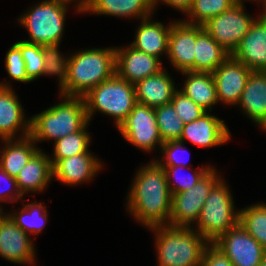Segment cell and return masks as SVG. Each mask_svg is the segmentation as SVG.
<instances>
[{"label": "cell", "mask_w": 266, "mask_h": 266, "mask_svg": "<svg viewBox=\"0 0 266 266\" xmlns=\"http://www.w3.org/2000/svg\"><path fill=\"white\" fill-rule=\"evenodd\" d=\"M252 70L230 55L213 72L217 100L220 104L237 105Z\"/></svg>", "instance_id": "cell-14"}, {"label": "cell", "mask_w": 266, "mask_h": 266, "mask_svg": "<svg viewBox=\"0 0 266 266\" xmlns=\"http://www.w3.org/2000/svg\"><path fill=\"white\" fill-rule=\"evenodd\" d=\"M213 244L234 266H259L266 249L240 224L222 234Z\"/></svg>", "instance_id": "cell-11"}, {"label": "cell", "mask_w": 266, "mask_h": 266, "mask_svg": "<svg viewBox=\"0 0 266 266\" xmlns=\"http://www.w3.org/2000/svg\"><path fill=\"white\" fill-rule=\"evenodd\" d=\"M149 231L155 235L158 266H200L210 244L192 227L164 225Z\"/></svg>", "instance_id": "cell-4"}, {"label": "cell", "mask_w": 266, "mask_h": 266, "mask_svg": "<svg viewBox=\"0 0 266 266\" xmlns=\"http://www.w3.org/2000/svg\"><path fill=\"white\" fill-rule=\"evenodd\" d=\"M20 50L25 61L27 77L35 81L43 76L44 72V45L30 44L23 40L14 43Z\"/></svg>", "instance_id": "cell-35"}, {"label": "cell", "mask_w": 266, "mask_h": 266, "mask_svg": "<svg viewBox=\"0 0 266 266\" xmlns=\"http://www.w3.org/2000/svg\"><path fill=\"white\" fill-rule=\"evenodd\" d=\"M140 22L135 31L134 41L130 45L159 60L162 59L163 54L167 56L168 39L173 21L164 25L160 21H153L151 15L141 19Z\"/></svg>", "instance_id": "cell-20"}, {"label": "cell", "mask_w": 266, "mask_h": 266, "mask_svg": "<svg viewBox=\"0 0 266 266\" xmlns=\"http://www.w3.org/2000/svg\"><path fill=\"white\" fill-rule=\"evenodd\" d=\"M196 24L174 20L168 39L167 58L178 72L194 71Z\"/></svg>", "instance_id": "cell-15"}, {"label": "cell", "mask_w": 266, "mask_h": 266, "mask_svg": "<svg viewBox=\"0 0 266 266\" xmlns=\"http://www.w3.org/2000/svg\"><path fill=\"white\" fill-rule=\"evenodd\" d=\"M3 81L0 82V140L30 136L31 118H25L24 108L18 100L19 96L10 84L12 82Z\"/></svg>", "instance_id": "cell-13"}, {"label": "cell", "mask_w": 266, "mask_h": 266, "mask_svg": "<svg viewBox=\"0 0 266 266\" xmlns=\"http://www.w3.org/2000/svg\"><path fill=\"white\" fill-rule=\"evenodd\" d=\"M262 8H263V9H262L261 12H263L264 14H266V0H265V2H264V6H263Z\"/></svg>", "instance_id": "cell-45"}, {"label": "cell", "mask_w": 266, "mask_h": 266, "mask_svg": "<svg viewBox=\"0 0 266 266\" xmlns=\"http://www.w3.org/2000/svg\"><path fill=\"white\" fill-rule=\"evenodd\" d=\"M231 55L252 71L266 72V14L258 15Z\"/></svg>", "instance_id": "cell-19"}, {"label": "cell", "mask_w": 266, "mask_h": 266, "mask_svg": "<svg viewBox=\"0 0 266 266\" xmlns=\"http://www.w3.org/2000/svg\"><path fill=\"white\" fill-rule=\"evenodd\" d=\"M152 0H91L82 13L144 19L154 13Z\"/></svg>", "instance_id": "cell-24"}, {"label": "cell", "mask_w": 266, "mask_h": 266, "mask_svg": "<svg viewBox=\"0 0 266 266\" xmlns=\"http://www.w3.org/2000/svg\"><path fill=\"white\" fill-rule=\"evenodd\" d=\"M71 3L68 0H42L27 9L17 20L29 34V40L23 41L40 45L61 44L66 12Z\"/></svg>", "instance_id": "cell-5"}, {"label": "cell", "mask_w": 266, "mask_h": 266, "mask_svg": "<svg viewBox=\"0 0 266 266\" xmlns=\"http://www.w3.org/2000/svg\"><path fill=\"white\" fill-rule=\"evenodd\" d=\"M259 266H266V257L262 260Z\"/></svg>", "instance_id": "cell-46"}, {"label": "cell", "mask_w": 266, "mask_h": 266, "mask_svg": "<svg viewBox=\"0 0 266 266\" xmlns=\"http://www.w3.org/2000/svg\"><path fill=\"white\" fill-rule=\"evenodd\" d=\"M239 224L266 249V203L257 202L242 208Z\"/></svg>", "instance_id": "cell-30"}, {"label": "cell", "mask_w": 266, "mask_h": 266, "mask_svg": "<svg viewBox=\"0 0 266 266\" xmlns=\"http://www.w3.org/2000/svg\"><path fill=\"white\" fill-rule=\"evenodd\" d=\"M188 151L184 142L179 140L164 142L160 147V152L162 155V160L160 158H153V160L159 166H183L192 167L187 164V157H181V152ZM184 155V153H183ZM185 156V155H184ZM164 158V159H163ZM159 159V160H158Z\"/></svg>", "instance_id": "cell-37"}, {"label": "cell", "mask_w": 266, "mask_h": 266, "mask_svg": "<svg viewBox=\"0 0 266 266\" xmlns=\"http://www.w3.org/2000/svg\"><path fill=\"white\" fill-rule=\"evenodd\" d=\"M222 178L211 190L203 204L200 217L193 229L209 243L239 224V210H236L231 190ZM195 226V227H194Z\"/></svg>", "instance_id": "cell-7"}, {"label": "cell", "mask_w": 266, "mask_h": 266, "mask_svg": "<svg viewBox=\"0 0 266 266\" xmlns=\"http://www.w3.org/2000/svg\"><path fill=\"white\" fill-rule=\"evenodd\" d=\"M164 168L167 183L171 194H176L180 192H185L190 190L195 184H197L214 166L213 165H203L197 169L192 167L183 166H161ZM192 168L193 172L184 175L180 174L182 169L190 170ZM180 170V171H179ZM183 175V176H182ZM176 181V182H175Z\"/></svg>", "instance_id": "cell-31"}, {"label": "cell", "mask_w": 266, "mask_h": 266, "mask_svg": "<svg viewBox=\"0 0 266 266\" xmlns=\"http://www.w3.org/2000/svg\"><path fill=\"white\" fill-rule=\"evenodd\" d=\"M88 121L100 112L111 116L118 129L137 103L134 84L117 74L94 87L84 96Z\"/></svg>", "instance_id": "cell-6"}, {"label": "cell", "mask_w": 266, "mask_h": 266, "mask_svg": "<svg viewBox=\"0 0 266 266\" xmlns=\"http://www.w3.org/2000/svg\"><path fill=\"white\" fill-rule=\"evenodd\" d=\"M155 115L163 143L180 140L184 122L178 117L173 105L170 103L156 107Z\"/></svg>", "instance_id": "cell-33"}, {"label": "cell", "mask_w": 266, "mask_h": 266, "mask_svg": "<svg viewBox=\"0 0 266 266\" xmlns=\"http://www.w3.org/2000/svg\"><path fill=\"white\" fill-rule=\"evenodd\" d=\"M89 122L79 131L66 135L54 142L53 155H49L52 166L60 159L86 153L92 143L90 132H88Z\"/></svg>", "instance_id": "cell-29"}, {"label": "cell", "mask_w": 266, "mask_h": 266, "mask_svg": "<svg viewBox=\"0 0 266 266\" xmlns=\"http://www.w3.org/2000/svg\"><path fill=\"white\" fill-rule=\"evenodd\" d=\"M200 266H234L232 262L213 243L204 252Z\"/></svg>", "instance_id": "cell-40"}, {"label": "cell", "mask_w": 266, "mask_h": 266, "mask_svg": "<svg viewBox=\"0 0 266 266\" xmlns=\"http://www.w3.org/2000/svg\"><path fill=\"white\" fill-rule=\"evenodd\" d=\"M72 3H76L74 4V10L77 13H82V10L84 9V7L91 1V0H68Z\"/></svg>", "instance_id": "cell-42"}, {"label": "cell", "mask_w": 266, "mask_h": 266, "mask_svg": "<svg viewBox=\"0 0 266 266\" xmlns=\"http://www.w3.org/2000/svg\"><path fill=\"white\" fill-rule=\"evenodd\" d=\"M104 162L93 152L88 151L78 155L58 160L53 166V179L68 186L88 183L101 172Z\"/></svg>", "instance_id": "cell-18"}, {"label": "cell", "mask_w": 266, "mask_h": 266, "mask_svg": "<svg viewBox=\"0 0 266 266\" xmlns=\"http://www.w3.org/2000/svg\"><path fill=\"white\" fill-rule=\"evenodd\" d=\"M0 141L4 144L0 149V167L13 178L40 149L30 136Z\"/></svg>", "instance_id": "cell-26"}, {"label": "cell", "mask_w": 266, "mask_h": 266, "mask_svg": "<svg viewBox=\"0 0 266 266\" xmlns=\"http://www.w3.org/2000/svg\"><path fill=\"white\" fill-rule=\"evenodd\" d=\"M260 126L266 119V72L252 71L249 75L237 107Z\"/></svg>", "instance_id": "cell-23"}, {"label": "cell", "mask_w": 266, "mask_h": 266, "mask_svg": "<svg viewBox=\"0 0 266 266\" xmlns=\"http://www.w3.org/2000/svg\"><path fill=\"white\" fill-rule=\"evenodd\" d=\"M116 74L131 84L157 74L163 69V63L158 58L141 52L130 44L115 47Z\"/></svg>", "instance_id": "cell-16"}, {"label": "cell", "mask_w": 266, "mask_h": 266, "mask_svg": "<svg viewBox=\"0 0 266 266\" xmlns=\"http://www.w3.org/2000/svg\"><path fill=\"white\" fill-rule=\"evenodd\" d=\"M2 182H4L7 187L5 185V187H0V211H4L2 207L3 205H1L2 202H11L13 204L24 198L18 189L15 178L11 177L0 167V183L2 184Z\"/></svg>", "instance_id": "cell-39"}, {"label": "cell", "mask_w": 266, "mask_h": 266, "mask_svg": "<svg viewBox=\"0 0 266 266\" xmlns=\"http://www.w3.org/2000/svg\"><path fill=\"white\" fill-rule=\"evenodd\" d=\"M134 147L152 152L163 144L157 125L155 108L136 103L126 120L117 129Z\"/></svg>", "instance_id": "cell-10"}, {"label": "cell", "mask_w": 266, "mask_h": 266, "mask_svg": "<svg viewBox=\"0 0 266 266\" xmlns=\"http://www.w3.org/2000/svg\"><path fill=\"white\" fill-rule=\"evenodd\" d=\"M4 63L8 77H10V81L14 80L21 83L32 82L27 77L25 61L22 57L21 50L15 44H12V46L8 49Z\"/></svg>", "instance_id": "cell-38"}, {"label": "cell", "mask_w": 266, "mask_h": 266, "mask_svg": "<svg viewBox=\"0 0 266 266\" xmlns=\"http://www.w3.org/2000/svg\"><path fill=\"white\" fill-rule=\"evenodd\" d=\"M160 2L182 12L183 14H187L193 4V0H152L154 13L156 11L155 8L158 7L157 5H159Z\"/></svg>", "instance_id": "cell-41"}, {"label": "cell", "mask_w": 266, "mask_h": 266, "mask_svg": "<svg viewBox=\"0 0 266 266\" xmlns=\"http://www.w3.org/2000/svg\"><path fill=\"white\" fill-rule=\"evenodd\" d=\"M259 127L260 129L266 132V119L263 121V123Z\"/></svg>", "instance_id": "cell-44"}, {"label": "cell", "mask_w": 266, "mask_h": 266, "mask_svg": "<svg viewBox=\"0 0 266 266\" xmlns=\"http://www.w3.org/2000/svg\"><path fill=\"white\" fill-rule=\"evenodd\" d=\"M175 84L172 75L163 68L157 74L148 76L134 85L137 103L151 108L170 104L177 90Z\"/></svg>", "instance_id": "cell-22"}, {"label": "cell", "mask_w": 266, "mask_h": 266, "mask_svg": "<svg viewBox=\"0 0 266 266\" xmlns=\"http://www.w3.org/2000/svg\"><path fill=\"white\" fill-rule=\"evenodd\" d=\"M230 138L231 134L224 120L206 112L195 121L184 124L179 141L212 148L228 143Z\"/></svg>", "instance_id": "cell-17"}, {"label": "cell", "mask_w": 266, "mask_h": 266, "mask_svg": "<svg viewBox=\"0 0 266 266\" xmlns=\"http://www.w3.org/2000/svg\"><path fill=\"white\" fill-rule=\"evenodd\" d=\"M68 79L58 95L84 97L116 74L115 47L82 49L68 56Z\"/></svg>", "instance_id": "cell-2"}, {"label": "cell", "mask_w": 266, "mask_h": 266, "mask_svg": "<svg viewBox=\"0 0 266 266\" xmlns=\"http://www.w3.org/2000/svg\"><path fill=\"white\" fill-rule=\"evenodd\" d=\"M21 210L8 212L15 224L30 237L41 233L48 222V212L43 202H27L22 199ZM25 203V204H24ZM32 235V236H31Z\"/></svg>", "instance_id": "cell-28"}, {"label": "cell", "mask_w": 266, "mask_h": 266, "mask_svg": "<svg viewBox=\"0 0 266 266\" xmlns=\"http://www.w3.org/2000/svg\"><path fill=\"white\" fill-rule=\"evenodd\" d=\"M246 0H232V2L236 5H244ZM247 1H251V3L255 2L256 4L259 3L262 4V6H264V2L265 0H247ZM253 1V2H252Z\"/></svg>", "instance_id": "cell-43"}, {"label": "cell", "mask_w": 266, "mask_h": 266, "mask_svg": "<svg viewBox=\"0 0 266 266\" xmlns=\"http://www.w3.org/2000/svg\"><path fill=\"white\" fill-rule=\"evenodd\" d=\"M223 177L215 166L190 190L172 195L169 226L193 227L212 188Z\"/></svg>", "instance_id": "cell-8"}, {"label": "cell", "mask_w": 266, "mask_h": 266, "mask_svg": "<svg viewBox=\"0 0 266 266\" xmlns=\"http://www.w3.org/2000/svg\"><path fill=\"white\" fill-rule=\"evenodd\" d=\"M245 5L230 9L207 20L203 29L230 55L236 50L256 18L246 12Z\"/></svg>", "instance_id": "cell-9"}, {"label": "cell", "mask_w": 266, "mask_h": 266, "mask_svg": "<svg viewBox=\"0 0 266 266\" xmlns=\"http://www.w3.org/2000/svg\"><path fill=\"white\" fill-rule=\"evenodd\" d=\"M233 5L232 0H193L190 10L185 15L187 19L182 20L189 24L203 25L210 18L218 16Z\"/></svg>", "instance_id": "cell-32"}, {"label": "cell", "mask_w": 266, "mask_h": 266, "mask_svg": "<svg viewBox=\"0 0 266 266\" xmlns=\"http://www.w3.org/2000/svg\"><path fill=\"white\" fill-rule=\"evenodd\" d=\"M33 239L6 212L0 211V257L13 264L35 266Z\"/></svg>", "instance_id": "cell-12"}, {"label": "cell", "mask_w": 266, "mask_h": 266, "mask_svg": "<svg viewBox=\"0 0 266 266\" xmlns=\"http://www.w3.org/2000/svg\"><path fill=\"white\" fill-rule=\"evenodd\" d=\"M171 104L175 108L178 117L184 122V124L195 121L207 112L193 100L188 98L179 89L175 91L171 100Z\"/></svg>", "instance_id": "cell-36"}, {"label": "cell", "mask_w": 266, "mask_h": 266, "mask_svg": "<svg viewBox=\"0 0 266 266\" xmlns=\"http://www.w3.org/2000/svg\"><path fill=\"white\" fill-rule=\"evenodd\" d=\"M59 96L63 99L59 103L30 117V137L36 144L45 140L54 143L89 122L84 97Z\"/></svg>", "instance_id": "cell-3"}, {"label": "cell", "mask_w": 266, "mask_h": 266, "mask_svg": "<svg viewBox=\"0 0 266 266\" xmlns=\"http://www.w3.org/2000/svg\"><path fill=\"white\" fill-rule=\"evenodd\" d=\"M180 73L185 75L186 80L179 90L204 110L211 112L213 106L219 103L213 74L194 71Z\"/></svg>", "instance_id": "cell-25"}, {"label": "cell", "mask_w": 266, "mask_h": 266, "mask_svg": "<svg viewBox=\"0 0 266 266\" xmlns=\"http://www.w3.org/2000/svg\"><path fill=\"white\" fill-rule=\"evenodd\" d=\"M60 44L44 45V72L45 76H57L58 87L61 90L68 79V55L59 51Z\"/></svg>", "instance_id": "cell-34"}, {"label": "cell", "mask_w": 266, "mask_h": 266, "mask_svg": "<svg viewBox=\"0 0 266 266\" xmlns=\"http://www.w3.org/2000/svg\"><path fill=\"white\" fill-rule=\"evenodd\" d=\"M194 72H213L230 54L202 27L196 25Z\"/></svg>", "instance_id": "cell-27"}, {"label": "cell", "mask_w": 266, "mask_h": 266, "mask_svg": "<svg viewBox=\"0 0 266 266\" xmlns=\"http://www.w3.org/2000/svg\"><path fill=\"white\" fill-rule=\"evenodd\" d=\"M20 193L43 192L53 180V168L49 154L39 149L15 178Z\"/></svg>", "instance_id": "cell-21"}, {"label": "cell", "mask_w": 266, "mask_h": 266, "mask_svg": "<svg viewBox=\"0 0 266 266\" xmlns=\"http://www.w3.org/2000/svg\"><path fill=\"white\" fill-rule=\"evenodd\" d=\"M127 193L126 210L146 229L169 225L172 194L163 167L154 160L139 167Z\"/></svg>", "instance_id": "cell-1"}]
</instances>
